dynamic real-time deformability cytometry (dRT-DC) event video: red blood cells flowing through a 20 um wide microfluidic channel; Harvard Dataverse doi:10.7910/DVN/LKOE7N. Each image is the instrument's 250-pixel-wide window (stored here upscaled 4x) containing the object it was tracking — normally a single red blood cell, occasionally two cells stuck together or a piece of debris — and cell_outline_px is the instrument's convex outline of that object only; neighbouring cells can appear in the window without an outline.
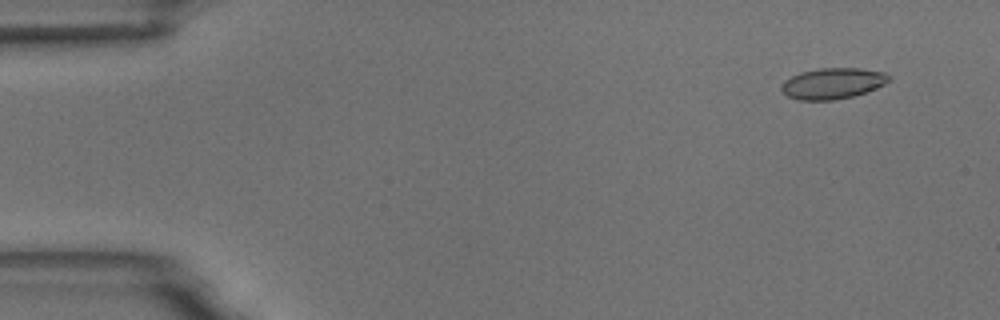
{"species": "common noctule bat (a hibernating species)", "species_latin": "Nyctalus noctula", "temperature_condition": "room temperature", "stored_images_in_passage": 6, "camera_frame_rate_fps": 3000, "um_per_image_px": 0.085, "animal": {"sex": "male", "body_mass_g": 18.8}, "frame": {"image": 1, "passage_image": 1, "time_ms": 0.0, "image_size_px": [1000, 320], "cell_outline_px": [[892, 80], [868, 92], [852, 96], [832, 100], [800, 100], [788, 96], [780, 88], [784, 80], [800, 72], [820, 68], [860, 68], [884, 72], [892, 76]], "centroid_in_image_um": [70.82, 7.08], "position_along_channel_um": 14.2, "area_um2": 19.48}}